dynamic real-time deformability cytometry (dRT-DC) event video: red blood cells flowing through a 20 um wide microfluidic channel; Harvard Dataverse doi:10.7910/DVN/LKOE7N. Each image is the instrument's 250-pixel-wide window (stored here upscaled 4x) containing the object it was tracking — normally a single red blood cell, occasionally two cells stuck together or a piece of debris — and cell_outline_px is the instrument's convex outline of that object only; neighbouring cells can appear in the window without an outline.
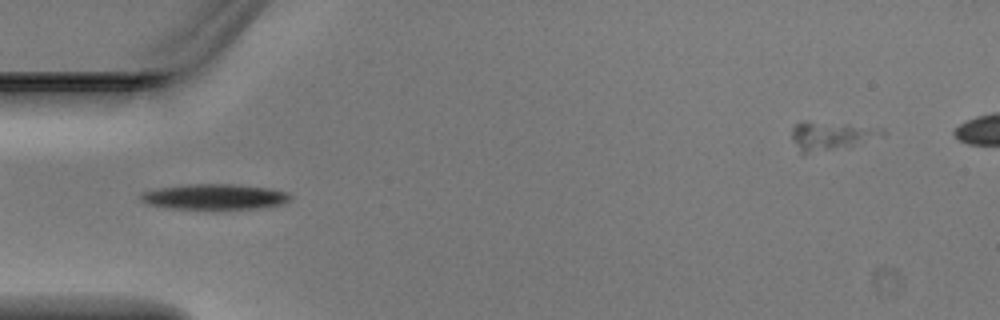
{"species": "Egyptian fruit bat (a non-hibernating species)", "species_latin": "Rousettus aegyptiacus", "temperature_condition": "warm", "stored_images_in_passage": 4, "camera_frame_rate_fps": 3000, "um_per_image_px": 0.085, "animal": {"sex": "male"}, "frame": {"image": 1, "passage_image": 4, "time_ms": 1.0, "image_size_px": [1000, 320], "cell_outline_px": [[292, 200], [280, 204], [256, 208], [220, 212], [212, 212], [164, 208], [148, 204], [140, 200], [140, 192], [156, 188], [188, 184], [232, 184], [268, 188], [288, 192], [292, 196]], "centroid_in_image_um": [18.18, 16.78], "position_along_channel_um": 66.8, "area_um2": 23.52}}